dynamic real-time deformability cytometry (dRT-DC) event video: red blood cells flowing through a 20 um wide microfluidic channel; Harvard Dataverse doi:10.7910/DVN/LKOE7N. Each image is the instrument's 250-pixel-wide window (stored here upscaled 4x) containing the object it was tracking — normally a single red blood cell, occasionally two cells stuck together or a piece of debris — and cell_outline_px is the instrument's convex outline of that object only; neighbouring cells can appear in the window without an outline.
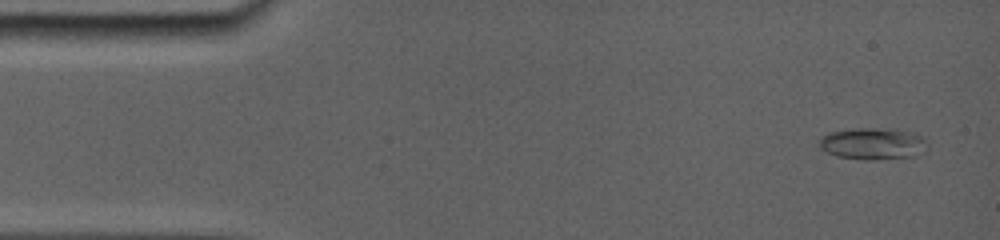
{"species": "common noctule bat (a hibernating species)", "species_latin": "Nyctalus noctula", "temperature_condition": "room temperature", "stored_images_in_passage": 26, "camera_frame_rate_fps": 5000, "um_per_image_px": 0.085, "animal": {"sex": "female", "body_mass_g": 19.0, "forearm_length_mm": 56.7}, "frame": {"image": 1, "passage_image": 1, "time_ms": 0.0, "image_size_px": [1000, 240], "cell_outline_px": [[896, 156], [840, 156], [824, 148], [824, 136], [832, 132], [896, 132]], "centroid_in_image_um": [73.23, 12.22], "position_along_channel_um": 11.8, "area_um2": 11.91}}
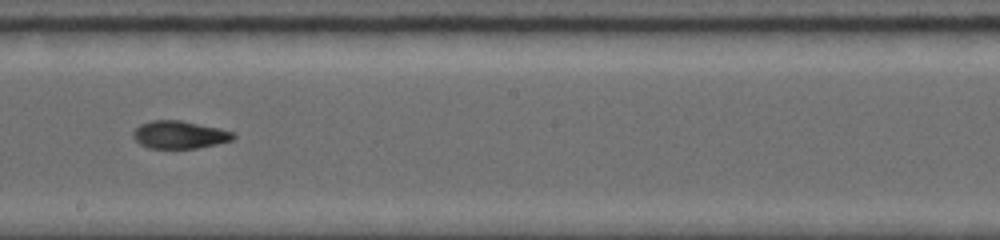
{"frame": {"image": 2, "passage_image": 14, "time_ms": 8.4, "image_size_px": [1000, 240], "cell_outline_px": [[236, 136], [232, 140], [216, 144], [196, 148], [148, 148], [140, 144], [132, 136], [132, 132], [140, 124], [152, 120], [180, 120], [220, 128], [232, 132]], "centroid_in_image_um": [15.24, 11.45], "position_along_channel_um": 233.0, "area_um2": 16.13}}
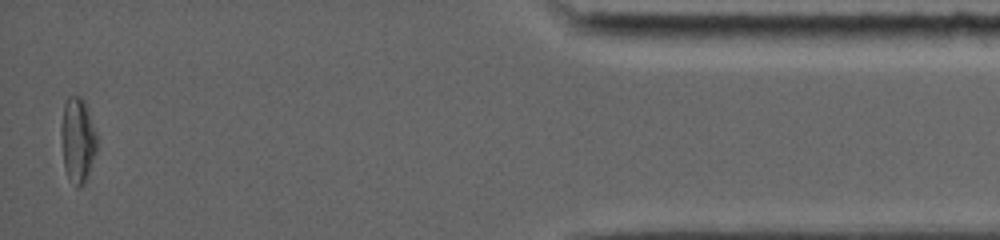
{"frame": {"image": 3, "passage_image": 25, "time_ms": 15.0, "image_size_px": [1000, 240], "cell_outline_px": [[96, 152], [88, 176], [80, 188], [76, 188], [68, 176], [64, 168], [60, 136], [60, 124], [64, 104], [68, 96], [80, 96], [84, 100], [88, 108], [96, 132]], "centroid_in_image_um": [6.58, 11.89], "position_along_channel_um": 428.6, "area_um2": 18.03}, "authors_computed_cell_mechanics": {"area_um2": 15.9817, "velocity_mm_per_s": 3.8956, "shape_relaxation_time_tau1_ms": null, "shape_relaxation_time_tau2_ms": 2.3131, "deformation_change_tau1": null, "deformation_change_tau2": 0.0659}}